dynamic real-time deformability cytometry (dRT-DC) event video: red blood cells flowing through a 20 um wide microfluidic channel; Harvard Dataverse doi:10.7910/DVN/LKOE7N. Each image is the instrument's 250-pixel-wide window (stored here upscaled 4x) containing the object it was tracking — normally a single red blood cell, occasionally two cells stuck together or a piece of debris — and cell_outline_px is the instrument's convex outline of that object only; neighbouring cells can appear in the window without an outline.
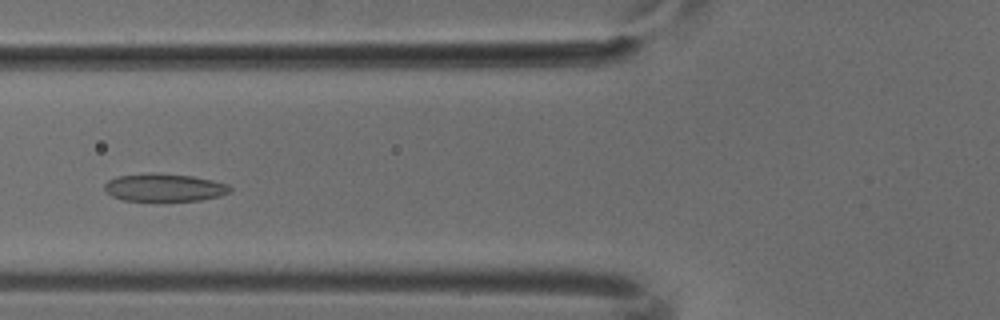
{"species": "common noctule bat (a hibernating species)", "species_latin": "Nyctalus noctula", "temperature_condition": "cold", "stored_images_in_passage": 6, "camera_frame_rate_fps": 3000, "um_per_image_px": 0.085, "animal": {"sex": "male", "body_mass_g": 18.8}, "frame": {"image": 1, "passage_image": 5, "time_ms": 1.333, "image_size_px": [1000, 320], "cell_outline_px": [[232, 188], [228, 192], [220, 196], [200, 200], [124, 200], [112, 196], [104, 192], [104, 184], [108, 180], [116, 176], [148, 172], [152, 172], [192, 176], [212, 180], [228, 184]], "centroid_in_image_um": [13.92, 15.92], "position_along_channel_um": 111.9, "area_um2": 20.35}}
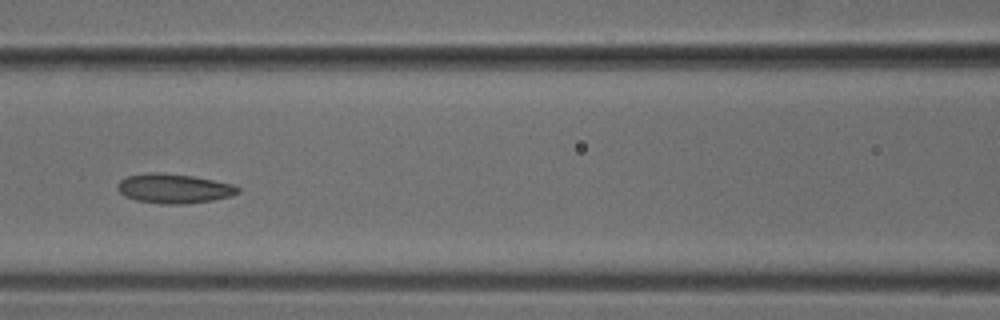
{"frame": {"image": 2, "passage_image": 6, "time_ms": 1.667, "image_size_px": [1000, 320], "cell_outline_px": [[240, 192], [232, 196], [212, 200], [184, 204], [160, 204], [136, 200], [124, 196], [116, 188], [116, 184], [120, 180], [128, 176], [152, 172], [160, 172], [192, 176], [236, 184], [240, 188]], "centroid_in_image_um": [14.8, 16.02], "position_along_channel_um": 151.8, "area_um2": 20.87}}